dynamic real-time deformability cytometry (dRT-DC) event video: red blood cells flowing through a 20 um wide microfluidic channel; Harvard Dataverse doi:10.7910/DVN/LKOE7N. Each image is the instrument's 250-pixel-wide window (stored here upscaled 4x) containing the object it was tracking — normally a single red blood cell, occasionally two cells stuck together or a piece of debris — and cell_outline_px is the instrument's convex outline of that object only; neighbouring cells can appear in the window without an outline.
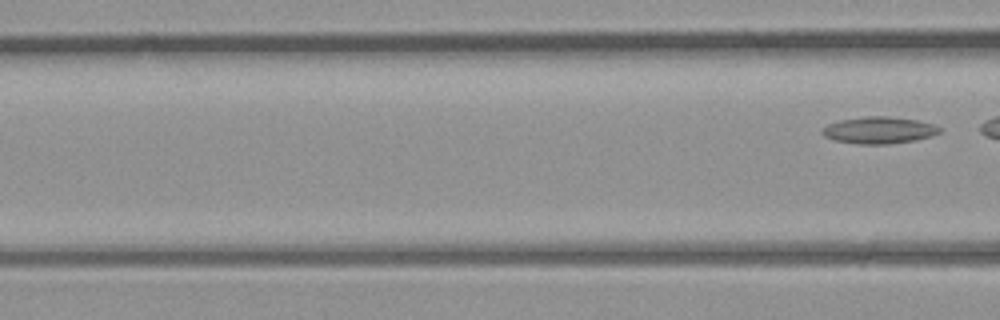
{"species": "common noctule bat (a hibernating species)", "species_latin": "Nyctalus noctula", "temperature_condition": "room temperature", "stored_images_in_passage": 5, "segment_of_instrument_passage": [2, 2], "camera_frame_rate_fps": 3000, "um_per_image_px": 0.085, "animal": {"sex": "male", "body_mass_g": 23.1, "forearm_length_mm": 52.7}, "frame": {"image": 1, "passage_image": 5, "time_ms": 4.667, "image_size_px": [1000, 320], "cell_outline_px": [[944, 128], [940, 132], [932, 136], [916, 140], [888, 144], [860, 144], [836, 140], [824, 136], [820, 132], [820, 128], [828, 124], [840, 120], [868, 116], [888, 116], [916, 120], [932, 124]], "centroid_in_image_um": [74.72, 11.06], "position_along_channel_um": 91.9, "area_um2": 18.38}}